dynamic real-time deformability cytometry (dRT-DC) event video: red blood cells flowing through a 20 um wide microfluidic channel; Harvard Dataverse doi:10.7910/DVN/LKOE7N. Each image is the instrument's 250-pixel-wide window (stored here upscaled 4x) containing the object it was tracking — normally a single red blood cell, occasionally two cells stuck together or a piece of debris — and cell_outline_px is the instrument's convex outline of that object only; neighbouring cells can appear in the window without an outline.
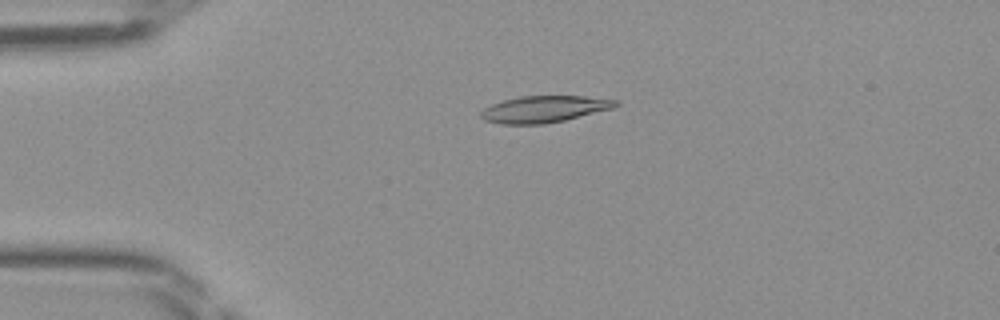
{"species": "Egyptian fruit bat (a non-hibernating species)", "species_latin": "Rousettus aegyptiacus", "temperature_condition": "room temperature", "stored_images_in_passage": 47, "camera_frame_rate_fps": 3000, "um_per_image_px": 0.085, "frame": {"image": 1, "passage_image": 11, "time_ms": 3.333, "image_size_px": [1000, 320], "cell_outline_px": [[620, 104], [612, 108], [564, 120], [544, 124], [500, 124], [484, 120], [480, 116], [480, 112], [484, 108], [492, 104], [504, 100], [520, 96], [584, 96], [620, 100]], "centroid_in_image_um": [46.25, 9.27], "position_along_channel_um": 38.8, "area_um2": 20.87}}
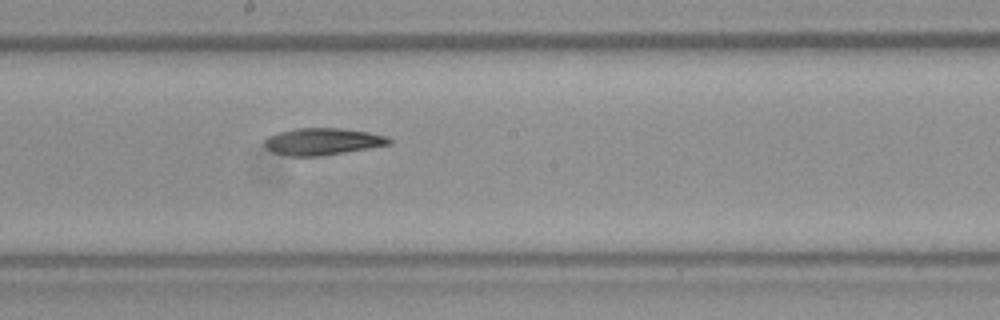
{"frame": {"image": 2, "passage_image": 26, "time_ms": 8.333, "image_size_px": [1000, 320], "cell_outline_px": [[392, 144], [320, 156], [288, 156], [272, 152], [264, 144], [264, 140], [268, 136], [280, 132], [296, 128], [340, 128], [368, 132], [388, 136], [392, 140]], "centroid_in_image_um": [27.43, 12.03], "position_along_channel_um": 220.8, "area_um2": 19.48}}
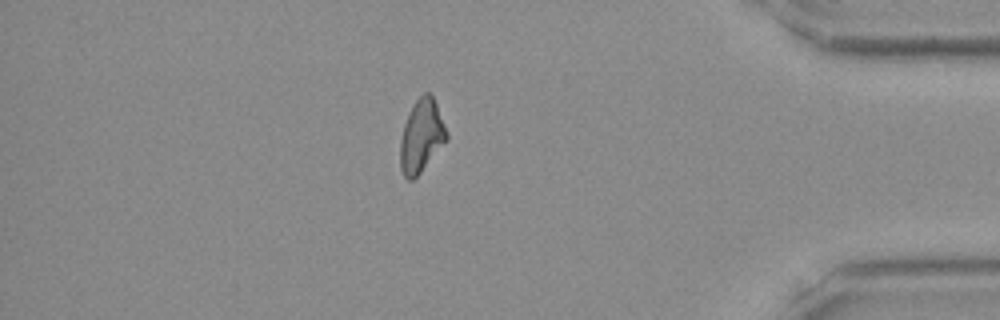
{"frame": {"image": 3, "passage_image": 41, "time_ms": 13.333, "image_size_px": [1000, 320], "cell_outline_px": [[448, 140], [420, 172], [412, 180], [408, 180], [404, 176], [400, 168], [400, 140], [404, 124], [412, 104], [424, 92], [428, 92], [432, 96], [436, 104], [448, 132]], "centroid_in_image_um": [35.82, 11.56], "position_along_channel_um": 399.4, "area_um2": 19.65}}